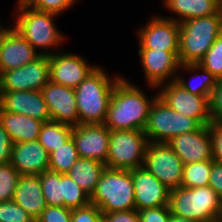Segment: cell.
<instances>
[{"label":"cell","mask_w":222,"mask_h":222,"mask_svg":"<svg viewBox=\"0 0 222 222\" xmlns=\"http://www.w3.org/2000/svg\"><path fill=\"white\" fill-rule=\"evenodd\" d=\"M41 92L47 104L51 120L76 126L79 114L73 88L49 81Z\"/></svg>","instance_id":"e0dca14e"},{"label":"cell","mask_w":222,"mask_h":222,"mask_svg":"<svg viewBox=\"0 0 222 222\" xmlns=\"http://www.w3.org/2000/svg\"><path fill=\"white\" fill-rule=\"evenodd\" d=\"M164 7L178 17L167 19L181 23L192 18L218 14L222 10V0H163Z\"/></svg>","instance_id":"cb8c5ba5"},{"label":"cell","mask_w":222,"mask_h":222,"mask_svg":"<svg viewBox=\"0 0 222 222\" xmlns=\"http://www.w3.org/2000/svg\"><path fill=\"white\" fill-rule=\"evenodd\" d=\"M42 193L49 206H64L63 174L46 170L39 174Z\"/></svg>","instance_id":"f1b7e54d"},{"label":"cell","mask_w":222,"mask_h":222,"mask_svg":"<svg viewBox=\"0 0 222 222\" xmlns=\"http://www.w3.org/2000/svg\"><path fill=\"white\" fill-rule=\"evenodd\" d=\"M136 210L168 206L170 189L144 166L131 169Z\"/></svg>","instance_id":"ac0fdd59"},{"label":"cell","mask_w":222,"mask_h":222,"mask_svg":"<svg viewBox=\"0 0 222 222\" xmlns=\"http://www.w3.org/2000/svg\"><path fill=\"white\" fill-rule=\"evenodd\" d=\"M10 163L20 175H39L49 168V154L38 140L15 143Z\"/></svg>","instance_id":"44dd1931"},{"label":"cell","mask_w":222,"mask_h":222,"mask_svg":"<svg viewBox=\"0 0 222 222\" xmlns=\"http://www.w3.org/2000/svg\"><path fill=\"white\" fill-rule=\"evenodd\" d=\"M149 140L141 130H110L106 166L112 169H135L143 166Z\"/></svg>","instance_id":"ba28073f"},{"label":"cell","mask_w":222,"mask_h":222,"mask_svg":"<svg viewBox=\"0 0 222 222\" xmlns=\"http://www.w3.org/2000/svg\"><path fill=\"white\" fill-rule=\"evenodd\" d=\"M221 202L218 194L210 186H180L170 190L168 206L170 213L175 216L200 222H216Z\"/></svg>","instance_id":"8992f818"},{"label":"cell","mask_w":222,"mask_h":222,"mask_svg":"<svg viewBox=\"0 0 222 222\" xmlns=\"http://www.w3.org/2000/svg\"><path fill=\"white\" fill-rule=\"evenodd\" d=\"M184 164L213 159L208 125L173 137L167 142Z\"/></svg>","instance_id":"d6986e66"},{"label":"cell","mask_w":222,"mask_h":222,"mask_svg":"<svg viewBox=\"0 0 222 222\" xmlns=\"http://www.w3.org/2000/svg\"><path fill=\"white\" fill-rule=\"evenodd\" d=\"M139 86L121 78L115 85L104 125L110 130H141L148 120L152 103L158 93L148 98Z\"/></svg>","instance_id":"6da1fadb"},{"label":"cell","mask_w":222,"mask_h":222,"mask_svg":"<svg viewBox=\"0 0 222 222\" xmlns=\"http://www.w3.org/2000/svg\"><path fill=\"white\" fill-rule=\"evenodd\" d=\"M143 166L168 189L181 186L184 163L168 143L149 142Z\"/></svg>","instance_id":"9c48e42d"},{"label":"cell","mask_w":222,"mask_h":222,"mask_svg":"<svg viewBox=\"0 0 222 222\" xmlns=\"http://www.w3.org/2000/svg\"><path fill=\"white\" fill-rule=\"evenodd\" d=\"M198 64L218 79L222 78V33Z\"/></svg>","instance_id":"d6a6232c"},{"label":"cell","mask_w":222,"mask_h":222,"mask_svg":"<svg viewBox=\"0 0 222 222\" xmlns=\"http://www.w3.org/2000/svg\"><path fill=\"white\" fill-rule=\"evenodd\" d=\"M0 108L14 114L27 115L36 120H51L41 90L0 91Z\"/></svg>","instance_id":"ffe728a7"},{"label":"cell","mask_w":222,"mask_h":222,"mask_svg":"<svg viewBox=\"0 0 222 222\" xmlns=\"http://www.w3.org/2000/svg\"><path fill=\"white\" fill-rule=\"evenodd\" d=\"M72 210L64 206H49L43 210L38 220L40 222H71Z\"/></svg>","instance_id":"d590c367"},{"label":"cell","mask_w":222,"mask_h":222,"mask_svg":"<svg viewBox=\"0 0 222 222\" xmlns=\"http://www.w3.org/2000/svg\"><path fill=\"white\" fill-rule=\"evenodd\" d=\"M34 219L16 202H0V222H32Z\"/></svg>","instance_id":"836d02e7"},{"label":"cell","mask_w":222,"mask_h":222,"mask_svg":"<svg viewBox=\"0 0 222 222\" xmlns=\"http://www.w3.org/2000/svg\"><path fill=\"white\" fill-rule=\"evenodd\" d=\"M211 136L213 160L222 164V125L211 122L208 124Z\"/></svg>","instance_id":"ab89813d"},{"label":"cell","mask_w":222,"mask_h":222,"mask_svg":"<svg viewBox=\"0 0 222 222\" xmlns=\"http://www.w3.org/2000/svg\"><path fill=\"white\" fill-rule=\"evenodd\" d=\"M0 123L9 134L12 144H15L38 140L44 122L0 108Z\"/></svg>","instance_id":"603a6c76"},{"label":"cell","mask_w":222,"mask_h":222,"mask_svg":"<svg viewBox=\"0 0 222 222\" xmlns=\"http://www.w3.org/2000/svg\"><path fill=\"white\" fill-rule=\"evenodd\" d=\"M97 67L74 53L59 50L49 55L50 81L73 89Z\"/></svg>","instance_id":"7c38bea8"},{"label":"cell","mask_w":222,"mask_h":222,"mask_svg":"<svg viewBox=\"0 0 222 222\" xmlns=\"http://www.w3.org/2000/svg\"><path fill=\"white\" fill-rule=\"evenodd\" d=\"M12 147L10 136L0 123V165L11 161Z\"/></svg>","instance_id":"b9f144b4"},{"label":"cell","mask_w":222,"mask_h":222,"mask_svg":"<svg viewBox=\"0 0 222 222\" xmlns=\"http://www.w3.org/2000/svg\"><path fill=\"white\" fill-rule=\"evenodd\" d=\"M72 128L73 126L71 125L53 120L44 122L38 136V141L48 154H50L55 148L63 145L72 137Z\"/></svg>","instance_id":"4316f807"},{"label":"cell","mask_w":222,"mask_h":222,"mask_svg":"<svg viewBox=\"0 0 222 222\" xmlns=\"http://www.w3.org/2000/svg\"><path fill=\"white\" fill-rule=\"evenodd\" d=\"M179 29L180 23L154 15L138 30L139 49L179 51Z\"/></svg>","instance_id":"5bb4252c"},{"label":"cell","mask_w":222,"mask_h":222,"mask_svg":"<svg viewBox=\"0 0 222 222\" xmlns=\"http://www.w3.org/2000/svg\"><path fill=\"white\" fill-rule=\"evenodd\" d=\"M168 222H200V221L189 219V218H182V217H178L173 214H170Z\"/></svg>","instance_id":"ee69618b"},{"label":"cell","mask_w":222,"mask_h":222,"mask_svg":"<svg viewBox=\"0 0 222 222\" xmlns=\"http://www.w3.org/2000/svg\"><path fill=\"white\" fill-rule=\"evenodd\" d=\"M12 200L20 205L34 220L38 219L47 207L39 175H21Z\"/></svg>","instance_id":"7402d4cb"},{"label":"cell","mask_w":222,"mask_h":222,"mask_svg":"<svg viewBox=\"0 0 222 222\" xmlns=\"http://www.w3.org/2000/svg\"><path fill=\"white\" fill-rule=\"evenodd\" d=\"M216 222H222V202L219 210V215Z\"/></svg>","instance_id":"f6af8a7d"},{"label":"cell","mask_w":222,"mask_h":222,"mask_svg":"<svg viewBox=\"0 0 222 222\" xmlns=\"http://www.w3.org/2000/svg\"><path fill=\"white\" fill-rule=\"evenodd\" d=\"M185 69L186 71H190L193 72L195 71H200L201 73H198L196 75H194L193 77L195 78L193 80V78L191 80L186 81L183 76H176L175 81L181 86L183 87L185 90H188L190 93L192 94H196L199 96H204L210 99L211 93L217 83V77H215L210 71L206 70L205 68H203L202 66H200L199 64H180L179 65V69ZM201 74V75H199ZM185 80V81H184ZM196 80V82L193 81ZM191 81V82H190ZM193 82V83H192Z\"/></svg>","instance_id":"484cf974"},{"label":"cell","mask_w":222,"mask_h":222,"mask_svg":"<svg viewBox=\"0 0 222 222\" xmlns=\"http://www.w3.org/2000/svg\"><path fill=\"white\" fill-rule=\"evenodd\" d=\"M157 88L161 89L158 97L174 111L195 119L201 126L211 123L209 98L190 93L175 80Z\"/></svg>","instance_id":"30bf717a"},{"label":"cell","mask_w":222,"mask_h":222,"mask_svg":"<svg viewBox=\"0 0 222 222\" xmlns=\"http://www.w3.org/2000/svg\"><path fill=\"white\" fill-rule=\"evenodd\" d=\"M50 81L49 56L0 73V91L41 90Z\"/></svg>","instance_id":"8fae6325"},{"label":"cell","mask_w":222,"mask_h":222,"mask_svg":"<svg viewBox=\"0 0 222 222\" xmlns=\"http://www.w3.org/2000/svg\"><path fill=\"white\" fill-rule=\"evenodd\" d=\"M79 158L97 160L106 165L110 129L104 124H78L72 128Z\"/></svg>","instance_id":"2e32d148"},{"label":"cell","mask_w":222,"mask_h":222,"mask_svg":"<svg viewBox=\"0 0 222 222\" xmlns=\"http://www.w3.org/2000/svg\"><path fill=\"white\" fill-rule=\"evenodd\" d=\"M16 8L18 13L16 14L14 28L36 51L41 48V55L49 56L54 51L56 53L57 51L53 49H57L58 45L61 46L65 38L62 32L57 29L56 24H54L58 15L35 10L24 0H18ZM45 50L47 51L45 52Z\"/></svg>","instance_id":"3957f363"},{"label":"cell","mask_w":222,"mask_h":222,"mask_svg":"<svg viewBox=\"0 0 222 222\" xmlns=\"http://www.w3.org/2000/svg\"><path fill=\"white\" fill-rule=\"evenodd\" d=\"M213 159L184 164L181 186L196 188L208 186Z\"/></svg>","instance_id":"f546056e"},{"label":"cell","mask_w":222,"mask_h":222,"mask_svg":"<svg viewBox=\"0 0 222 222\" xmlns=\"http://www.w3.org/2000/svg\"><path fill=\"white\" fill-rule=\"evenodd\" d=\"M71 222H103L102 211L93 204L73 209Z\"/></svg>","instance_id":"74e56055"},{"label":"cell","mask_w":222,"mask_h":222,"mask_svg":"<svg viewBox=\"0 0 222 222\" xmlns=\"http://www.w3.org/2000/svg\"><path fill=\"white\" fill-rule=\"evenodd\" d=\"M169 206L149 208L138 211L140 222H168L170 217Z\"/></svg>","instance_id":"f35d334b"},{"label":"cell","mask_w":222,"mask_h":222,"mask_svg":"<svg viewBox=\"0 0 222 222\" xmlns=\"http://www.w3.org/2000/svg\"><path fill=\"white\" fill-rule=\"evenodd\" d=\"M64 207L71 210L90 204V196L69 176L63 174Z\"/></svg>","instance_id":"4dcf8cb0"},{"label":"cell","mask_w":222,"mask_h":222,"mask_svg":"<svg viewBox=\"0 0 222 222\" xmlns=\"http://www.w3.org/2000/svg\"><path fill=\"white\" fill-rule=\"evenodd\" d=\"M103 222H140L138 211H115V212H102Z\"/></svg>","instance_id":"60d3db41"},{"label":"cell","mask_w":222,"mask_h":222,"mask_svg":"<svg viewBox=\"0 0 222 222\" xmlns=\"http://www.w3.org/2000/svg\"><path fill=\"white\" fill-rule=\"evenodd\" d=\"M222 33V10L215 15L192 18L180 23V64H198Z\"/></svg>","instance_id":"277c9868"},{"label":"cell","mask_w":222,"mask_h":222,"mask_svg":"<svg viewBox=\"0 0 222 222\" xmlns=\"http://www.w3.org/2000/svg\"><path fill=\"white\" fill-rule=\"evenodd\" d=\"M178 53L179 51L138 49L141 66L149 87L157 90L160 84L176 79L180 65Z\"/></svg>","instance_id":"4fadbf2b"},{"label":"cell","mask_w":222,"mask_h":222,"mask_svg":"<svg viewBox=\"0 0 222 222\" xmlns=\"http://www.w3.org/2000/svg\"><path fill=\"white\" fill-rule=\"evenodd\" d=\"M90 204L107 213L135 210L131 170L106 167L90 197Z\"/></svg>","instance_id":"5b68a950"},{"label":"cell","mask_w":222,"mask_h":222,"mask_svg":"<svg viewBox=\"0 0 222 222\" xmlns=\"http://www.w3.org/2000/svg\"><path fill=\"white\" fill-rule=\"evenodd\" d=\"M40 56L14 27L0 29V73L20 68Z\"/></svg>","instance_id":"9a60e30c"},{"label":"cell","mask_w":222,"mask_h":222,"mask_svg":"<svg viewBox=\"0 0 222 222\" xmlns=\"http://www.w3.org/2000/svg\"><path fill=\"white\" fill-rule=\"evenodd\" d=\"M98 66L74 90L79 124H104L116 83L122 78L108 75ZM113 78V79H112Z\"/></svg>","instance_id":"7a4b0ae2"},{"label":"cell","mask_w":222,"mask_h":222,"mask_svg":"<svg viewBox=\"0 0 222 222\" xmlns=\"http://www.w3.org/2000/svg\"><path fill=\"white\" fill-rule=\"evenodd\" d=\"M200 126L195 119L174 111L157 97L152 103L143 131L149 142L167 143L173 137L195 131Z\"/></svg>","instance_id":"52a82bcc"},{"label":"cell","mask_w":222,"mask_h":222,"mask_svg":"<svg viewBox=\"0 0 222 222\" xmlns=\"http://www.w3.org/2000/svg\"><path fill=\"white\" fill-rule=\"evenodd\" d=\"M106 167L97 160L79 158L68 174L91 197Z\"/></svg>","instance_id":"d4e9b609"},{"label":"cell","mask_w":222,"mask_h":222,"mask_svg":"<svg viewBox=\"0 0 222 222\" xmlns=\"http://www.w3.org/2000/svg\"><path fill=\"white\" fill-rule=\"evenodd\" d=\"M20 176L10 162L0 165V202L13 199Z\"/></svg>","instance_id":"1f68e13d"},{"label":"cell","mask_w":222,"mask_h":222,"mask_svg":"<svg viewBox=\"0 0 222 222\" xmlns=\"http://www.w3.org/2000/svg\"><path fill=\"white\" fill-rule=\"evenodd\" d=\"M222 201V164L213 161L211 173L209 176V184Z\"/></svg>","instance_id":"7bdbcfd3"},{"label":"cell","mask_w":222,"mask_h":222,"mask_svg":"<svg viewBox=\"0 0 222 222\" xmlns=\"http://www.w3.org/2000/svg\"><path fill=\"white\" fill-rule=\"evenodd\" d=\"M209 104L211 122L222 125V78L217 79L209 99Z\"/></svg>","instance_id":"8d00e7d4"},{"label":"cell","mask_w":222,"mask_h":222,"mask_svg":"<svg viewBox=\"0 0 222 222\" xmlns=\"http://www.w3.org/2000/svg\"><path fill=\"white\" fill-rule=\"evenodd\" d=\"M35 10L60 15L70 9L77 0H24Z\"/></svg>","instance_id":"e575fe53"},{"label":"cell","mask_w":222,"mask_h":222,"mask_svg":"<svg viewBox=\"0 0 222 222\" xmlns=\"http://www.w3.org/2000/svg\"><path fill=\"white\" fill-rule=\"evenodd\" d=\"M78 159L79 155L76 144L71 137L63 145L55 148V150L49 154L48 170L66 174Z\"/></svg>","instance_id":"83f0119b"},{"label":"cell","mask_w":222,"mask_h":222,"mask_svg":"<svg viewBox=\"0 0 222 222\" xmlns=\"http://www.w3.org/2000/svg\"><path fill=\"white\" fill-rule=\"evenodd\" d=\"M32 222H40L38 219H36V220H33Z\"/></svg>","instance_id":"bcb514c9"}]
</instances>
